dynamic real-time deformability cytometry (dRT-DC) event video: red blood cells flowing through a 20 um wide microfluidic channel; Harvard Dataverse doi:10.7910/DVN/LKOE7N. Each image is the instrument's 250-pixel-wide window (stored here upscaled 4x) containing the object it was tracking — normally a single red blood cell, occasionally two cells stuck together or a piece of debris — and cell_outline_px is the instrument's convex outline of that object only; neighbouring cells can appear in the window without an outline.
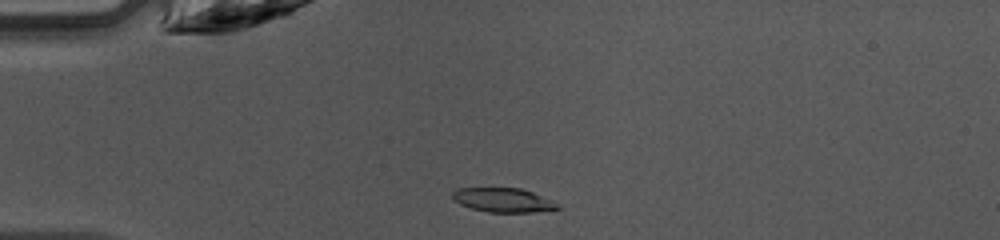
{"species": "common noctule bat (a hibernating species)", "species_latin": "Nyctalus noctula", "temperature_condition": "warm", "stored_images_in_passage": 36, "camera_frame_rate_fps": 3000, "um_per_image_px": 0.085, "animal": {"sex": "female", "body_mass_g": 10.0, "forearm_length_mm": 53.1}, "frame": {"image": 1, "passage_image": 1, "time_ms": 0.0, "image_size_px": [1000, 240], "cell_outline_px": [[560, 208], [532, 212], [488, 212], [472, 208], [460, 204], [452, 200], [452, 192], [456, 188], [520, 188], [532, 192], [552, 200]], "centroid_in_image_um": [42.71, 17.0], "position_along_channel_um": 42.3, "area_um2": 14.68}}
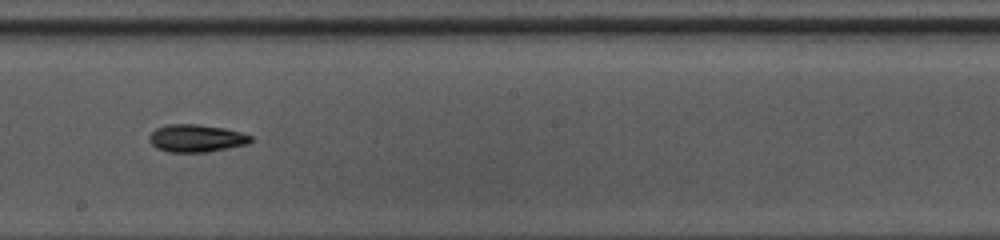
{"frame": {"image": 2, "passage_image": 16, "time_ms": 5.0, "image_size_px": [1000, 240], "cell_outline_px": [[252, 140], [248, 144], [208, 152], [168, 152], [156, 148], [152, 144], [148, 136], [156, 128], [168, 124], [196, 124], [224, 128], [240, 132], [252, 136]], "centroid_in_image_um": [16.68, 11.75], "position_along_channel_um": 231.5, "area_um2": 16.3}}
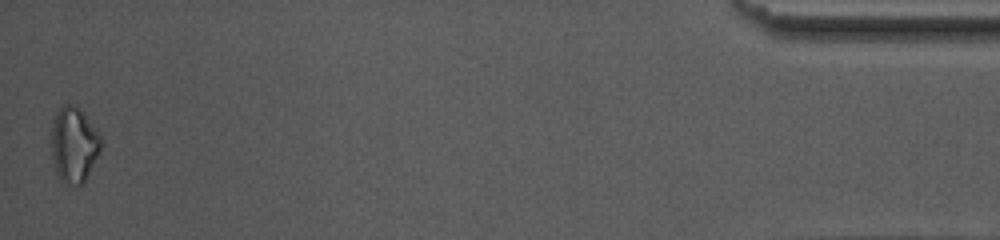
{"frame": {"image": 3, "passage_image": 36, "time_ms": 11.667, "image_size_px": [1000, 240], "cell_outline_px": [[100, 152], [84, 180], [80, 184], [76, 184], [60, 180], [56, 172], [52, 156], [52, 128], [56, 112], [64, 104], [72, 104], [80, 108], [84, 112], [100, 136]], "centroid_in_image_um": [6.28, 12.25], "position_along_channel_um": 428.9, "area_um2": 21.27}, "authors_computed_cell_mechanics": {"area_um2": 16.0973, "velocity_mm_per_s": 4.2364, "shape_relaxation_time_tau1_ms": 2.6487, "shape_relaxation_time_tau2_ms": 2.5565, "deformation_change_tau1": 0.0999, "deformation_change_tau2": 0.0914}}